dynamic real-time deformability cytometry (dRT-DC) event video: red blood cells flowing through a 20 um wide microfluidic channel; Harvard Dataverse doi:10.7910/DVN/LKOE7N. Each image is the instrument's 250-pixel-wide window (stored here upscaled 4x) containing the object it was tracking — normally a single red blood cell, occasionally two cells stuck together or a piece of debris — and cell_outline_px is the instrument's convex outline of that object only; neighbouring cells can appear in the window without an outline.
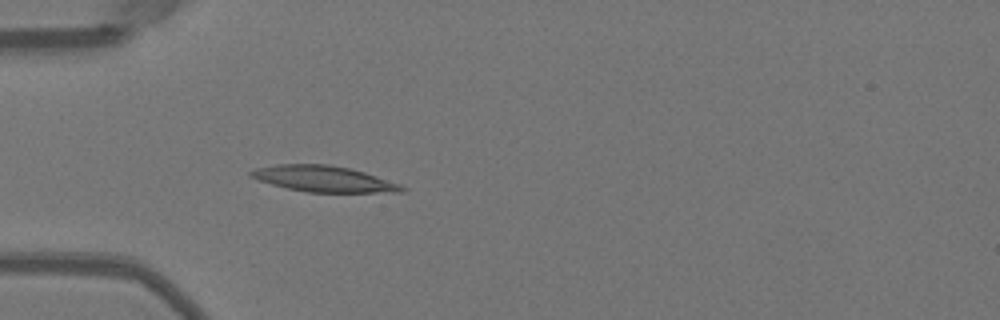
{"species": "Egyptian fruit bat (a non-hibernating species)", "species_latin": "Rousettus aegyptiacus", "temperature_condition": "warm", "stored_images_in_passage": 40, "camera_frame_rate_fps": 3000, "um_per_image_px": 0.085, "animal": {"sex": "female"}, "frame": {"image": 1, "passage_image": 8, "time_ms": 2.333, "image_size_px": [1000, 320], "cell_outline_px": [[408, 188], [404, 192], [308, 192], [288, 188], [272, 184], [248, 176], [248, 172], [256, 168], [276, 164], [328, 164], [348, 168], [364, 172], [400, 184]], "centroid_in_image_um": [27.51, 15.2], "position_along_channel_um": 57.5, "area_um2": 22.72}}
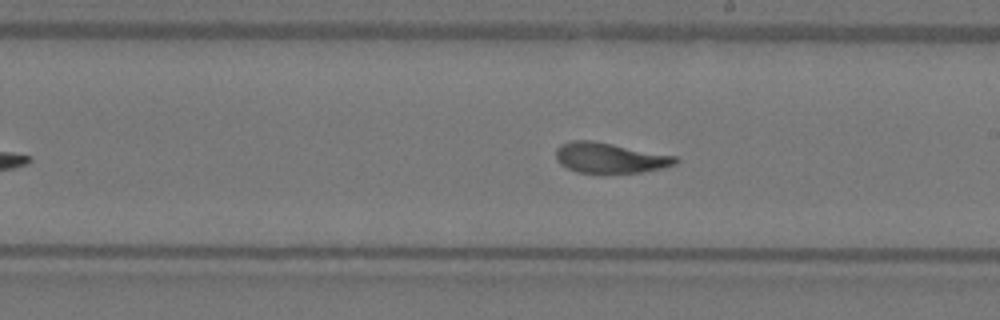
{"frame": {"image": 2, "passage_image": 22, "time_ms": 7.0, "image_size_px": [1000, 320], "cell_outline_px": [[680, 160], [676, 164], [664, 168], [640, 172], [576, 172], [560, 164], [556, 160], [556, 148], [560, 144], [572, 140], [592, 140], [676, 156]], "centroid_in_image_um": [51.83, 13.41], "position_along_channel_um": 237.2, "area_um2": 21.04}}
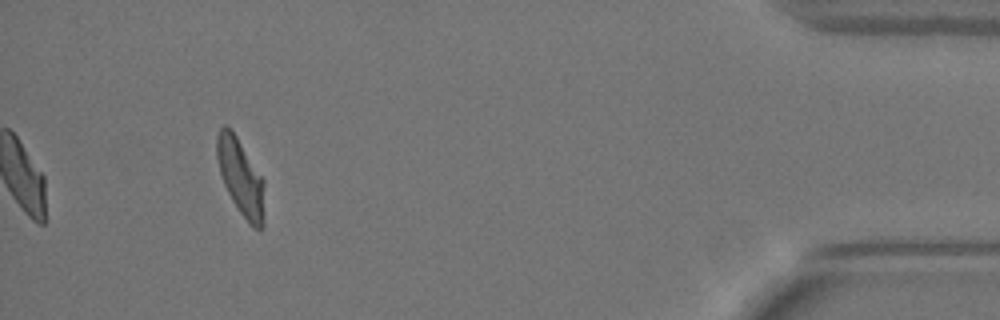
{"frame": {"image": 3, "passage_image": 40, "time_ms": 13.0, "image_size_px": [1000, 320], "cell_outline_px": [[264, 228], [252, 228], [240, 212], [232, 200], [224, 184], [220, 172], [216, 156], [216, 136], [220, 128], [224, 124], [236, 136], [264, 180]], "centroid_in_image_um": [20.47, 15.1], "position_along_channel_um": 414.7, "area_um2": 21.04}, "authors_computed_cell_mechanics": {"area_um2": 21.6172, "velocity_mm_per_s": 3.9842, "shape_relaxation_time_tau1_ms": 4.9081, "shape_relaxation_time_tau2_ms": 1.2012, "deformation_change_tau1": 0.2088, "deformation_change_tau2": 0.0935}}